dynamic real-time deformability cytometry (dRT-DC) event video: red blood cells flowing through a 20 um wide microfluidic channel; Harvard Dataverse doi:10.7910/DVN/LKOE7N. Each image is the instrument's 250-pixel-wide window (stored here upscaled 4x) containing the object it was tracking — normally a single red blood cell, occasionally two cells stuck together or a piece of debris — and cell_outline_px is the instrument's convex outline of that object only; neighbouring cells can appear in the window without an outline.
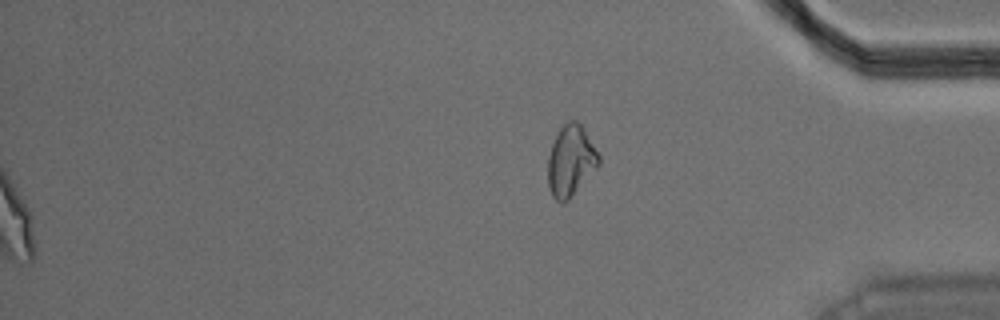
{"species": "Egyptian fruit bat (a non-hibernating species)", "species_latin": "Rousettus aegyptiacus", "temperature_condition": "warm", "stored_images_in_passage": 56, "segment_of_instrument_passage": [2, 2], "camera_frame_rate_fps": 3000, "um_per_image_px": 0.085, "animal": {"sex": "male"}, "frame": {"image": 1, "passage_image": 56, "time_ms": 18.333, "image_size_px": [1000, 320], "cell_outline_px": [[600, 164], [568, 200], [560, 204], [552, 196], [548, 184], [548, 156], [552, 144], [560, 128], [568, 120], [576, 120], [580, 124], [600, 156]], "centroid_in_image_um": [48.5, 13.68], "position_along_channel_um": 386.7, "area_um2": 20.75}}